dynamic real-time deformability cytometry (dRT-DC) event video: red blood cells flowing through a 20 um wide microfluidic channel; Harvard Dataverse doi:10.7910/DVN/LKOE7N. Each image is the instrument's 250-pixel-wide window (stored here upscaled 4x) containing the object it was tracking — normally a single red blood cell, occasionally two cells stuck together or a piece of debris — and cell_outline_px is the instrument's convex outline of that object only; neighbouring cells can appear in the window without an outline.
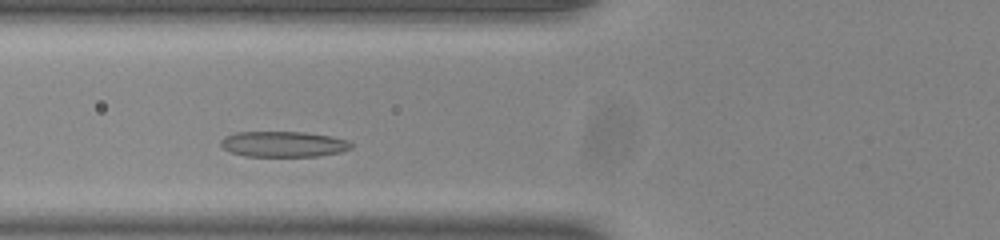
{"species": "common noctule bat (a hibernating species)", "species_latin": "Nyctalus noctula", "temperature_condition": "room temperature", "stored_images_in_passage": 34, "camera_frame_rate_fps": 3000, "um_per_image_px": 0.085, "animal": {"sex": "male", "body_mass_g": 20.0, "forearm_length_mm": 53.3}, "frame": {"image": 1, "passage_image": 8, "time_ms": 2.333, "image_size_px": [1000, 240], "cell_outline_px": [[352, 148], [340, 152], [320, 156], [244, 156], [228, 152], [220, 144], [220, 140], [224, 136], [236, 132], [304, 132], [328, 136], [348, 140], [352, 144]], "centroid_in_image_um": [24.05, 12.25], "position_along_channel_um": 101.7, "area_um2": 19.54}}
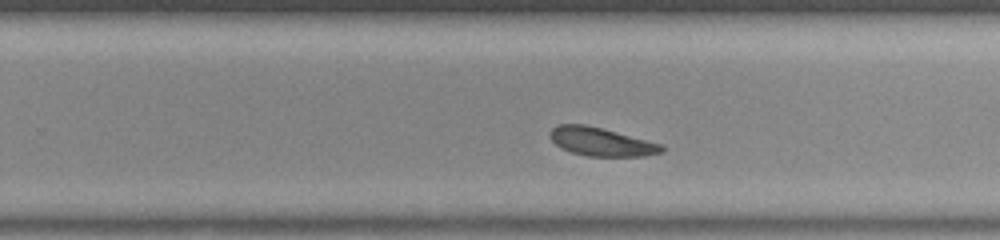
{"frame": {"image": 2, "passage_image": 22, "time_ms": 7.0, "image_size_px": [1000, 240], "cell_outline_px": [[664, 152], [644, 156], [588, 156], [572, 152], [560, 148], [552, 140], [548, 132], [556, 124], [584, 124], [604, 128], [664, 144]], "centroid_in_image_um": [51.13, 12.04], "position_along_channel_um": 278.7, "area_um2": 18.79}}
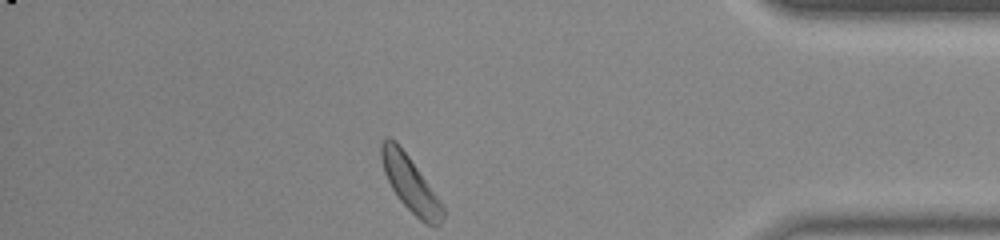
{"frame": {"image": 3, "passage_image": 34, "time_ms": 11.0, "image_size_px": [1000, 240], "cell_outline_px": [[444, 216], [440, 224], [428, 224], [420, 220], [400, 200], [392, 188], [384, 172], [380, 156], [380, 144], [388, 136], [396, 140], [444, 204]], "centroid_in_image_um": [34.87, 15.6], "position_along_channel_um": 400.3, "area_um2": 19.59}, "authors_computed_cell_mechanics": {"area_um2": 18.8139, "velocity_mm_per_s": 3.8057, "shape_relaxation_time_tau1_ms": 3.1282, "shape_relaxation_time_tau2_ms": 2.0332, "deformation_change_tau1": 0.0879, "deformation_change_tau2": 0.0879}}